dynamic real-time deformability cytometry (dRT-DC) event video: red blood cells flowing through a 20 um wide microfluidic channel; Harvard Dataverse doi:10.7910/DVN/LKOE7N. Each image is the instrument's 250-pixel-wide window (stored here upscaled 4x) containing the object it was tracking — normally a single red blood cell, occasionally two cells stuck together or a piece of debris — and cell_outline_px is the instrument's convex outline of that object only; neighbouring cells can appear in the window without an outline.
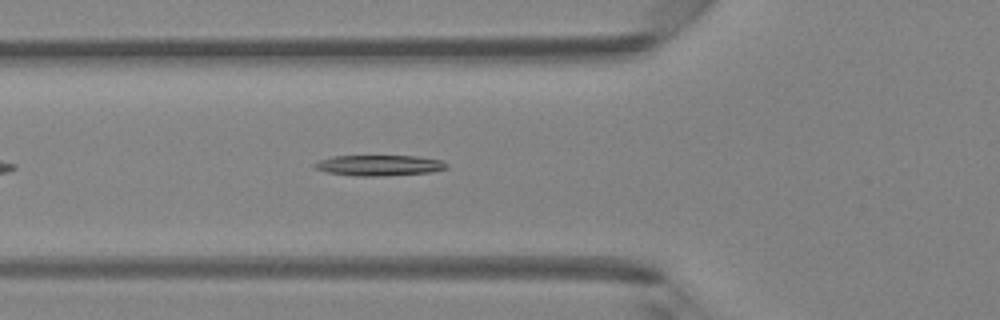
{"species": "Egyptian fruit bat (a non-hibernating species)", "species_latin": "Rousettus aegyptiacus", "temperature_condition": "room temperature", "stored_images_in_passage": 37, "camera_frame_rate_fps": 3000, "um_per_image_px": 0.085, "animal": {"sex": "female"}, "frame": {"image": 1, "passage_image": 6, "time_ms": 1.667, "image_size_px": [1000, 320], "cell_outline_px": [[448, 168], [432, 172], [376, 176], [356, 176], [328, 172], [316, 168], [312, 164], [320, 160], [332, 156], [416, 156], [440, 160], [448, 164]], "centroid_in_image_um": [32.24, 14.05], "position_along_channel_um": 93.6, "area_um2": 15.72}}
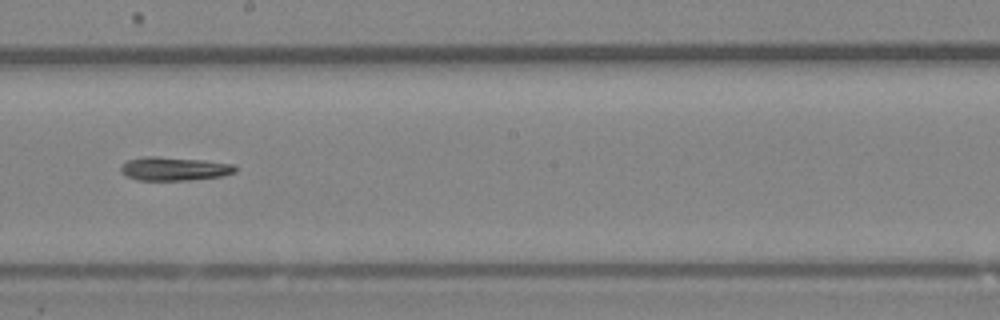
{"frame": {"image": 2, "passage_image": 16, "time_ms": 5.0, "image_size_px": [1000, 320], "cell_outline_px": [[236, 172], [220, 176], [188, 180], [136, 180], [120, 172], [120, 168], [128, 160], [144, 156], [156, 156], [204, 160], [232, 164], [236, 168]], "centroid_in_image_um": [14.78, 14.34], "position_along_channel_um": 233.4, "area_um2": 15.61}}
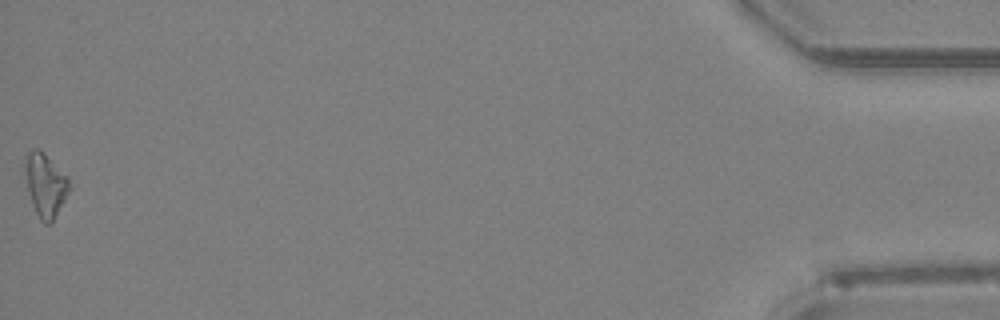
{"frame": {"image": 3, "passage_image": 37, "time_ms": 12.0, "image_size_px": [1000, 320], "cell_outline_px": [[68, 192], [64, 200], [52, 220], [48, 224], [44, 224], [40, 220], [36, 212], [28, 192], [28, 152], [36, 148], [44, 152], [68, 176]], "centroid_in_image_um": [3.9, 15.74], "position_along_channel_um": 431.3, "area_um2": 15.32}, "authors_computed_cell_mechanics": {"area_um2": 15.5482, "velocity_mm_per_s": 4.2037, "shape_relaxation_time_tau1_ms": 5.571, "shape_relaxation_time_tau2_ms": null, "deformation_change_tau1": 0.1819, "deformation_change_tau2": null}}